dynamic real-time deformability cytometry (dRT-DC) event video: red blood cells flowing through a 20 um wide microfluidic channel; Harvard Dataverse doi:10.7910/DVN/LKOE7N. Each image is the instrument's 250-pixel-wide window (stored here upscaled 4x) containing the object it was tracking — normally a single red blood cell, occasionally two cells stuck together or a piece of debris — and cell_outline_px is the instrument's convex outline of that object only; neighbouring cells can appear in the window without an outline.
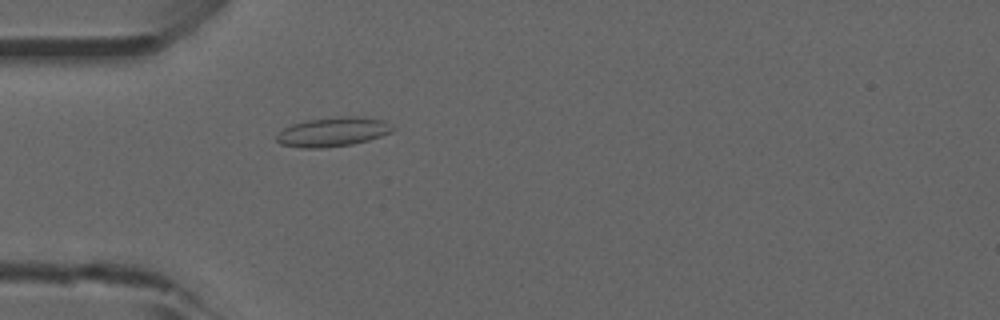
{"species": "common noctule bat (a hibernating species)", "species_latin": "Nyctalus noctula", "temperature_condition": "room temperature", "stored_images_in_passage": 53, "camera_frame_rate_fps": 3000, "um_per_image_px": 0.085, "animal": {"sex": "male", "forearm_length_mm": 52.5}, "frame": {"image": 1, "passage_image": 16, "time_ms": 5.0, "image_size_px": [1000, 320], "cell_outline_px": [[396, 128], [392, 132], [368, 140], [352, 144], [320, 148], [304, 148], [280, 144], [276, 140], [276, 136], [284, 128], [292, 124], [308, 120], [340, 116], [360, 116], [384, 120]], "centroid_in_image_um": [28.32, 11.2], "position_along_channel_um": 56.7, "area_um2": 19.77}}
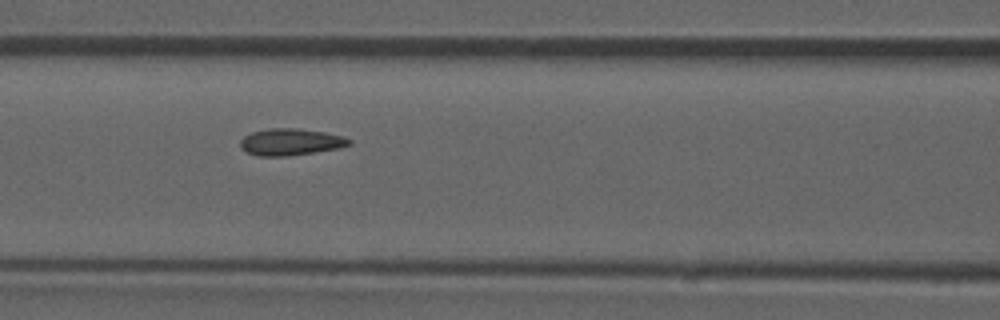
{"frame": {"image": 2, "passage_image": 23, "time_ms": 7.333, "image_size_px": [1000, 320], "cell_outline_px": [[352, 144], [340, 148], [288, 156], [260, 156], [248, 152], [240, 148], [240, 140], [244, 136], [252, 132], [268, 128], [296, 128], [324, 132], [344, 136], [352, 140]], "centroid_in_image_um": [24.72, 12.06], "position_along_channel_um": 141.9, "area_um2": 17.05}, "authors_computed_cell_mechanics": {"area_um2": 16.473, "velocity_mm_per_s": 3.8639, "shape_relaxation_time_tau1_ms": null, "shape_relaxation_time_tau2_ms": 2.187, "deformation_change_tau1": null, "deformation_change_tau2": 0.0655}}